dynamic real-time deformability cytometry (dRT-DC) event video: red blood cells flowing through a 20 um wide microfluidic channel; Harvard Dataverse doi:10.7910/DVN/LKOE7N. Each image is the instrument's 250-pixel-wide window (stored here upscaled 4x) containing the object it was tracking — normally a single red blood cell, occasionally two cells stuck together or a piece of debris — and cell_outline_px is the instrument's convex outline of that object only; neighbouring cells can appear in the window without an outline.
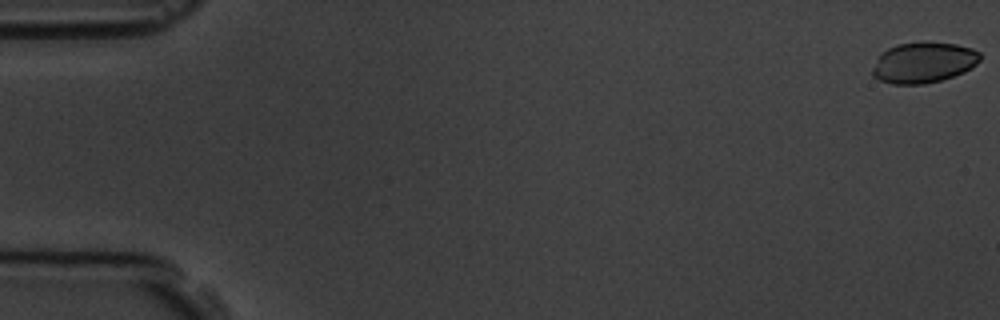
{"species": "common noctule bat (a hibernating species)", "species_latin": "Nyctalus noctula", "temperature_condition": "room temperature", "stored_images_in_passage": 5, "camera_frame_rate_fps": 3000, "um_per_image_px": 0.085, "animal": {"sex": "male", "body_mass_g": 19.5, "forearm_length_mm": 54.6}, "frame": {"image": 1, "passage_image": 1, "time_ms": 0.0, "image_size_px": [1000, 320], "cell_outline_px": [[980, 60], [972, 68], [964, 72], [940, 80], [924, 84], [892, 84], [880, 80], [872, 76], [872, 68], [880, 52], [896, 44], [956, 44], [972, 48], [980, 52]], "centroid_in_image_um": [78.47, 5.34], "position_along_channel_um": 6.5, "area_um2": 25.14}}